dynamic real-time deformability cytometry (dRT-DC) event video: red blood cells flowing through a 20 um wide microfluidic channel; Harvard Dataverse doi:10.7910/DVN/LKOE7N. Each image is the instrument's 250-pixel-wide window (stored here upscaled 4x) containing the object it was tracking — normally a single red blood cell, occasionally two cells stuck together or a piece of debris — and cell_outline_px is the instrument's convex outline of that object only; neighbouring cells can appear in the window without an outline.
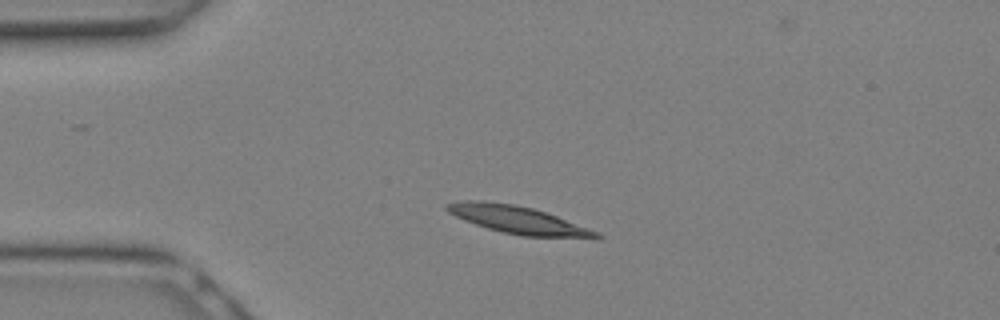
{"species": "Egyptian fruit bat (a non-hibernating species)", "species_latin": "Rousettus aegyptiacus", "temperature_condition": "warm", "stored_images_in_passage": 11, "camera_frame_rate_fps": 3000, "um_per_image_px": 0.085, "animal": {"sex": "female"}, "frame": {"image": 1, "passage_image": 4, "time_ms": 1.0, "image_size_px": [1000, 320], "cell_outline_px": [[604, 236], [524, 236], [504, 232], [488, 228], [464, 220], [448, 212], [444, 208], [444, 204], [464, 200], [484, 200], [512, 204], [532, 208], [556, 216], [600, 232]], "centroid_in_image_um": [43.89, 18.64], "position_along_channel_um": 41.1, "area_um2": 23.24}}
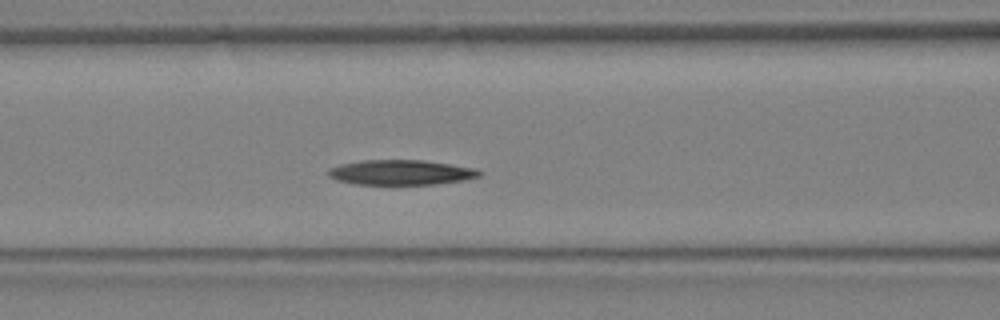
{"frame": {"image": 2, "passage_image": 9, "time_ms": 2.667, "image_size_px": [1000, 320], "cell_outline_px": [[484, 172], [480, 176], [464, 180], [436, 184], [356, 184], [336, 180], [328, 176], [328, 168], [340, 164], [360, 160], [424, 160], [476, 168]], "centroid_in_image_um": [34.08, 14.65], "position_along_channel_um": 132.5, "area_um2": 22.14}}
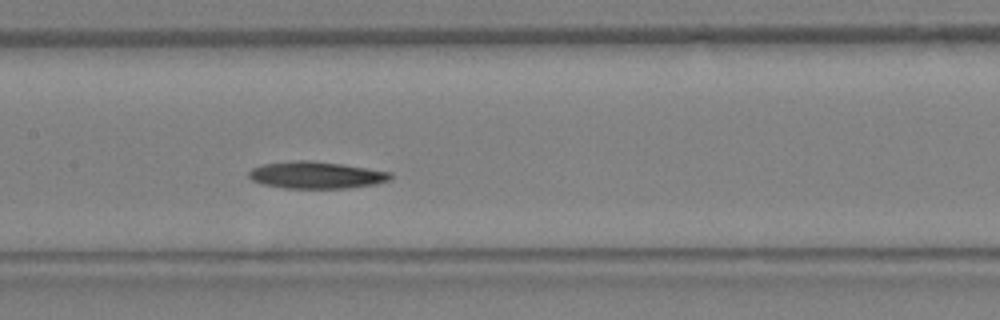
{"frame": {"image": 3, "passage_image": 11, "time_ms": 3.333, "image_size_px": [1000, 320], "cell_outline_px": [[392, 180], [376, 184], [348, 188], [284, 188], [264, 184], [252, 180], [248, 176], [248, 172], [252, 168], [264, 164], [296, 160], [308, 160], [340, 164], [392, 172]], "centroid_in_image_um": [26.9, 14.88], "position_along_channel_um": 180.5, "area_um2": 22.2}}